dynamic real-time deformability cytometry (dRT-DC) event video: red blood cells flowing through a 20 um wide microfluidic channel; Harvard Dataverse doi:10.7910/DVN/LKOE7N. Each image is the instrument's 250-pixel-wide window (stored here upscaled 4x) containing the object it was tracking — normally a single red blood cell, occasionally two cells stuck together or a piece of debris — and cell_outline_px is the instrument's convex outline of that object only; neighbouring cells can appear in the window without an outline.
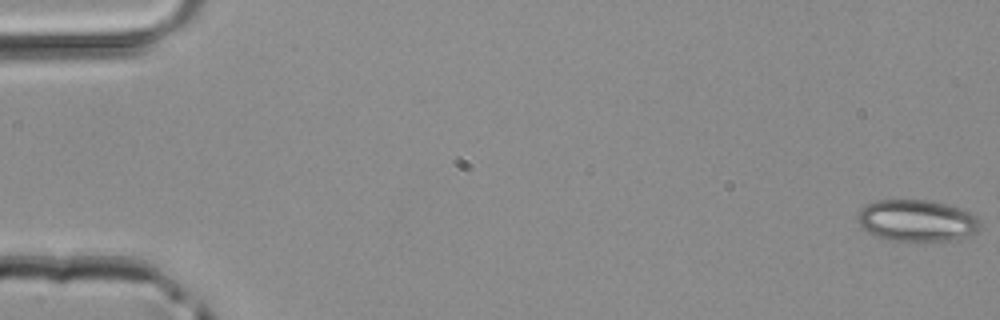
{"species": "common noctule bat (a hibernating species)", "species_latin": "Nyctalus noctula", "temperature_condition": "room temperature", "stored_images_in_passage": 4, "camera_frame_rate_fps": 3000, "um_per_image_px": 0.085, "animal": {"sex": "male", "body_mass_g": 20.4}, "frame": {"image": 1, "passage_image": 1, "time_ms": 0.0, "image_size_px": [1000, 320], "cell_outline_px": [[980, 224], [976, 232], [960, 240], [884, 240], [868, 232], [860, 224], [856, 216], [860, 208], [868, 204], [880, 200], [928, 200], [944, 204], [968, 212], [976, 216]], "centroid_in_image_um": [77.91, 18.76], "position_along_channel_um": 7.1, "area_um2": 29.42}}
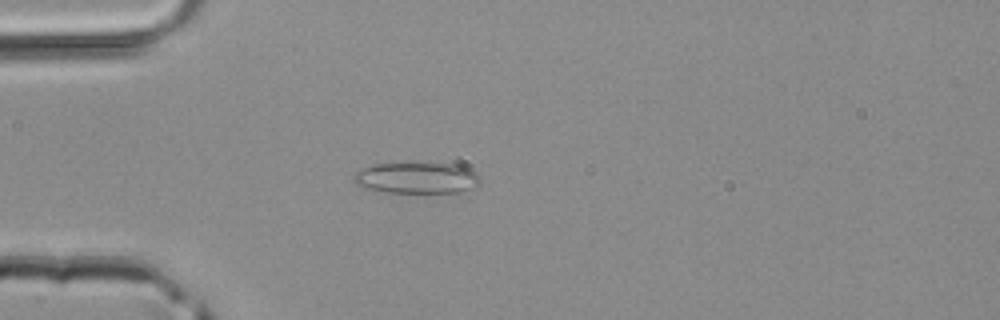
{"frame": {"image": 2, "passage_image": 4, "time_ms": 1.0, "image_size_px": [1000, 320], "cell_outline_px": [[480, 184], [460, 192], [384, 192], [368, 188], [356, 184], [352, 180], [352, 172], [360, 168], [372, 164], [404, 160], [428, 160], [460, 164], [476, 172], [480, 176]], "centroid_in_image_um": [35.39, 15.03], "position_along_channel_um": 49.6, "area_um2": 24.62}}